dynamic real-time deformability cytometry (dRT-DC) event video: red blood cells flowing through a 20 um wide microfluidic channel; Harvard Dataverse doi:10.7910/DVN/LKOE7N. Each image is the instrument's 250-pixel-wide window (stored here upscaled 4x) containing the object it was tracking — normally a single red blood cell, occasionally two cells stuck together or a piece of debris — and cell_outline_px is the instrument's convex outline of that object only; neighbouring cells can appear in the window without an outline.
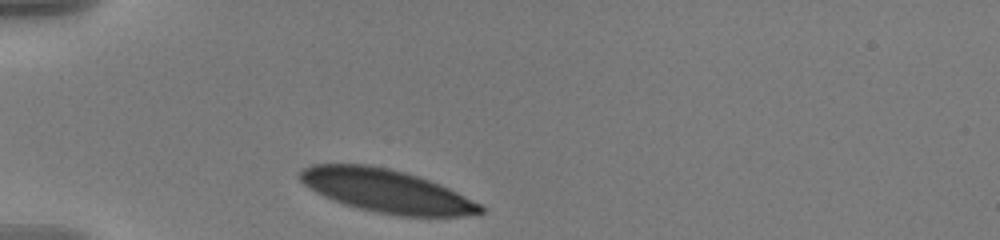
{"species": "human", "species_latin": "Homo sapiens", "temperature_condition": "warm", "stored_images_in_passage": 34, "camera_frame_rate_fps": 3000, "um_per_image_px": 0.085, "donor": {"sex": "male"}, "frame": {"image": 1, "passage_image": 1, "time_ms": 0.0, "image_size_px": [1000, 240], "cell_outline_px": [[484, 212], [480, 216], [396, 216], [356, 208], [332, 200], [308, 188], [296, 176], [304, 168], [312, 164], [368, 164], [388, 168], [404, 172], [440, 184], [480, 204], [484, 208]], "centroid_in_image_um": [32.84, 16.24], "position_along_channel_um": 52.2, "area_um2": 45.49}}
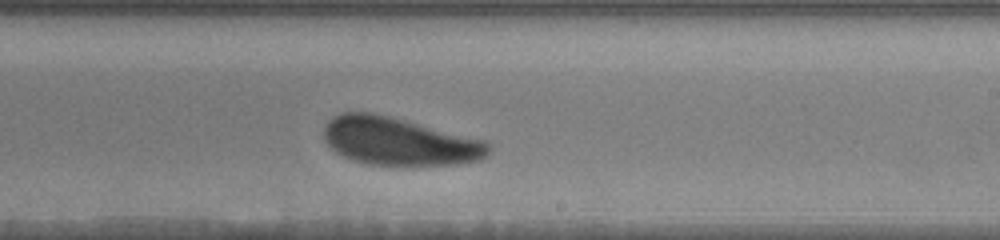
{"frame": {"image": 2, "passage_image": 20, "time_ms": 6.333, "image_size_px": [1000, 240], "cell_outline_px": [[492, 148], [480, 160], [460, 164], [416, 168], [400, 168], [364, 164], [352, 160], [336, 152], [324, 140], [324, 124], [332, 116], [340, 112], [368, 112], [392, 116], [488, 140], [492, 144]], "centroid_in_image_um": [33.98, 12.05], "position_along_channel_um": 255.0, "area_um2": 48.03}}
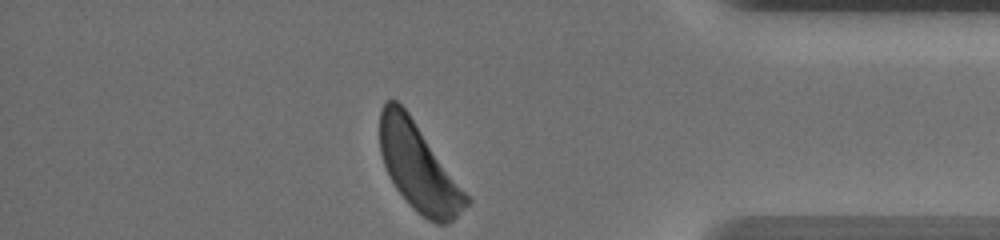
{"frame": {"image": 3, "passage_image": 34, "time_ms": 11.0, "image_size_px": [1000, 240], "cell_outline_px": [[472, 200], [452, 220], [444, 224], [436, 224], [428, 220], [396, 188], [384, 164], [380, 152], [380, 112], [384, 104], [388, 100], [396, 100], [408, 112]], "centroid_in_image_um": [35.58, 14.19], "position_along_channel_um": 399.6, "area_um2": 42.77}, "authors_computed_cell_mechanics": {"area_um2": 47.1648, "velocity_mm_per_s": 3.5509, "shape_relaxation_time_tau1_ms": 2.1386, "shape_relaxation_time_tau2_ms": null, "deformation_change_tau1": 0.1009, "deformation_change_tau2": null}}